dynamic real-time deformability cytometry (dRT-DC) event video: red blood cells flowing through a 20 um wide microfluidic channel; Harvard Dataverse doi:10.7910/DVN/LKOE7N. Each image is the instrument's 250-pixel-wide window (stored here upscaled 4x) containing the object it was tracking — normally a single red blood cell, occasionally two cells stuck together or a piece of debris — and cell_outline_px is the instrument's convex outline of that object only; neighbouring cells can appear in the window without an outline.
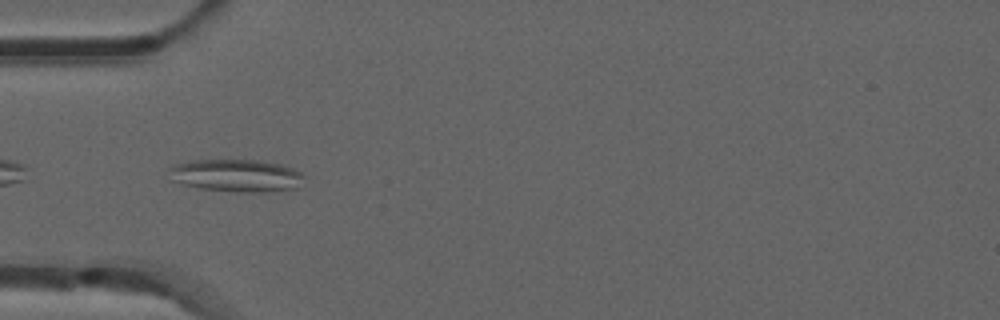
{"species": "common noctule bat (a hibernating species)", "species_latin": "Nyctalus noctula", "temperature_condition": "room temperature", "stored_images_in_passage": 11, "camera_frame_rate_fps": 3000, "um_per_image_px": 0.085, "animal": {"sex": "male", "forearm_length_mm": 52.5}, "frame": {"image": 1, "passage_image": 2, "time_ms": 0.333, "image_size_px": [1000, 320], "cell_outline_px": [[304, 176], [300, 188], [264, 192], [236, 192], [200, 188], [184, 184], [172, 180], [168, 168], [172, 164], [192, 160], [256, 160], [280, 164], [292, 168], [300, 172]], "centroid_in_image_um": [20.09, 14.92], "position_along_channel_um": 64.9, "area_um2": 25.72}}